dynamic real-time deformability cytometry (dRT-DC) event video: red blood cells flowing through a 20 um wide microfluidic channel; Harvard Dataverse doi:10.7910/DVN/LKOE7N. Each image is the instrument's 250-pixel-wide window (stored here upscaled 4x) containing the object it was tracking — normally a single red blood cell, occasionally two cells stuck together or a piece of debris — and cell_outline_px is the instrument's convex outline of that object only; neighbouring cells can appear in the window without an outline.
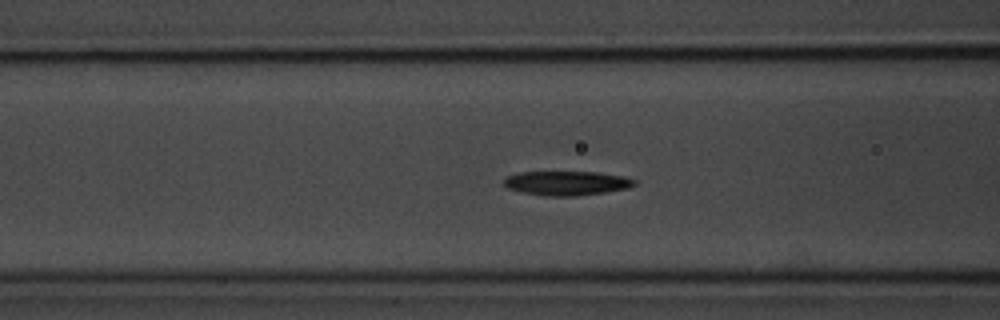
{"species": "common noctule bat (a hibernating species)", "species_latin": "Nyctalus noctula", "temperature_condition": "room temperature", "stored_images_in_passage": 49, "camera_frame_rate_fps": 3000, "um_per_image_px": 0.085, "animal": {"sex": "male", "body_mass_g": 20.1, "forearm_length_mm": 53.5}, "frame": {"image": 1, "passage_image": 14, "time_ms": 4.333, "image_size_px": [1000, 320], "cell_outline_px": [[636, 184], [628, 188], [604, 192], [576, 196], [544, 196], [520, 192], [508, 188], [504, 184], [504, 180], [508, 176], [520, 172], [596, 172], [624, 176], [636, 180]], "centroid_in_image_um": [48.17, 15.57], "position_along_channel_um": 118.4, "area_um2": 18.44}}
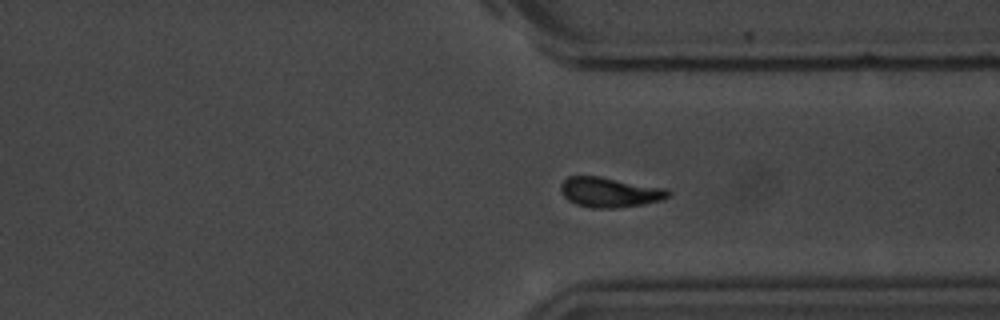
{"frame": {"image": 2, "passage_image": 34, "time_ms": 11.0, "image_size_px": [1000, 320], "cell_outline_px": [[672, 196], [664, 200], [644, 204], [620, 208], [592, 208], [576, 204], [568, 200], [564, 196], [560, 188], [560, 184], [568, 176], [600, 176], [668, 188], [672, 192]], "centroid_in_image_um": [51.9, 16.34], "position_along_channel_um": 359.5, "area_um2": 19.19}}
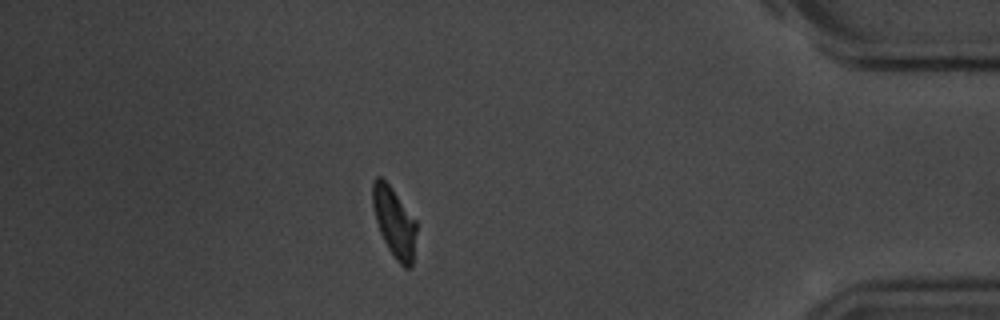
{"frame": {"image": 3, "passage_image": 41, "time_ms": 13.333, "image_size_px": [1000, 320], "cell_outline_px": [[416, 232], [412, 268], [404, 268], [396, 260], [388, 248], [380, 232], [372, 208], [372, 180], [376, 176], [380, 176], [392, 188], [416, 220]], "centroid_in_image_um": [33.5, 18.88], "position_along_channel_um": 401.7, "area_um2": 17.86}, "authors_computed_cell_mechanics": {"area_um2": 18.3804, "velocity_mm_per_s": 3.6157, "shape_relaxation_time_tau1_ms": 2.6632, "shape_relaxation_time_tau2_ms": null, "deformation_change_tau1": 0.1563, "deformation_change_tau2": null}}